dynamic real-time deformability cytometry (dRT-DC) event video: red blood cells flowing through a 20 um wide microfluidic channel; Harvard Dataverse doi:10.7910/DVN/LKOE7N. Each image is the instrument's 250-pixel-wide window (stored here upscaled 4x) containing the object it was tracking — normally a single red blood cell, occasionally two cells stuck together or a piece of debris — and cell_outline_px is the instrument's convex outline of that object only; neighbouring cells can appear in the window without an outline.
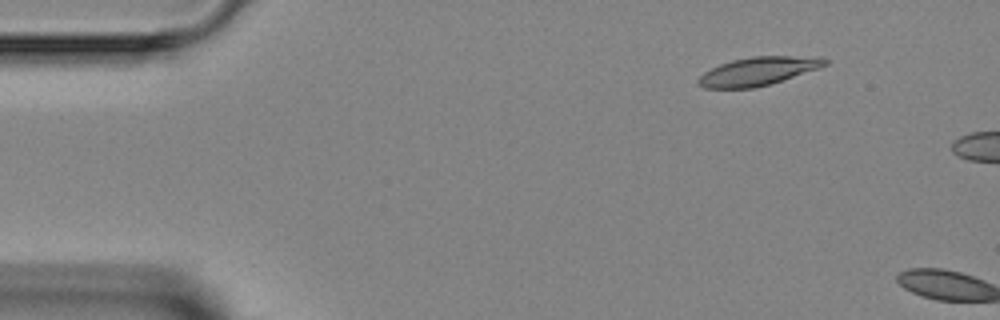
{"species": "Egyptian fruit bat (a non-hibernating species)", "species_latin": "Rousettus aegyptiacus", "temperature_condition": "room temperature", "stored_images_in_passage": 3, "camera_frame_rate_fps": 3000, "um_per_image_px": 0.085, "animal": {"sex": "female"}, "frame": {"image": 1, "passage_image": 3, "time_ms": 3.333, "image_size_px": [1000, 320], "cell_outline_px": [[828, 64], [820, 68], [756, 88], [704, 88], [696, 84], [696, 80], [704, 72], [720, 64], [732, 60], [752, 56], [820, 56], [828, 60]], "centroid_in_image_um": [64.45, 6.05], "position_along_channel_um": 20.6, "area_um2": 21.04}}